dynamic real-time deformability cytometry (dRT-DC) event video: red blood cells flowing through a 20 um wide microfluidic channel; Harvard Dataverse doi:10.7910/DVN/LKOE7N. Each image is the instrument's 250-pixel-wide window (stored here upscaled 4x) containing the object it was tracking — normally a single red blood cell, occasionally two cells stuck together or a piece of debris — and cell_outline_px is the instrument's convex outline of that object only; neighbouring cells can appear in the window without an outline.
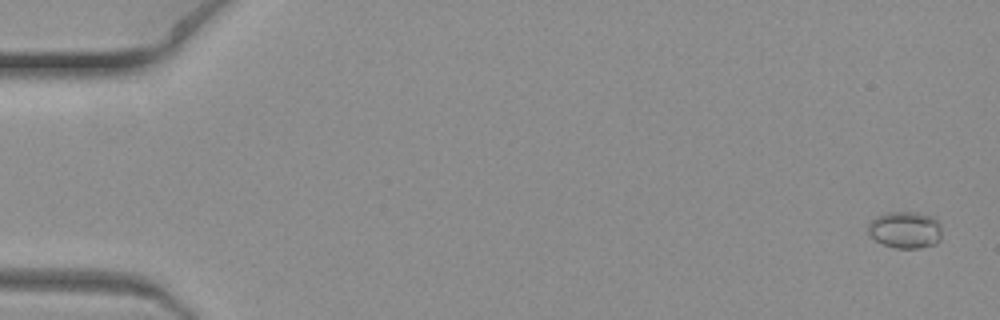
{"species": "common noctule bat (a hibernating species)", "species_latin": "Nyctalus noctula", "temperature_condition": "warm", "stored_images_in_passage": 12, "camera_frame_rate_fps": 3000, "um_per_image_px": 0.085, "animal": {"sex": "female", "body_mass_g": 19.3, "forearm_length_mm": 54.1}, "frame": {"image": 1, "passage_image": 1, "time_ms": 0.0, "image_size_px": [1000, 320], "cell_outline_px": [[940, 240], [936, 244], [920, 248], [896, 248], [884, 244], [868, 236], [868, 224], [876, 216], [888, 212], [916, 212], [932, 216], [940, 224]], "centroid_in_image_um": [76.93, 19.54], "position_along_channel_um": 8.1, "area_um2": 15.9}}
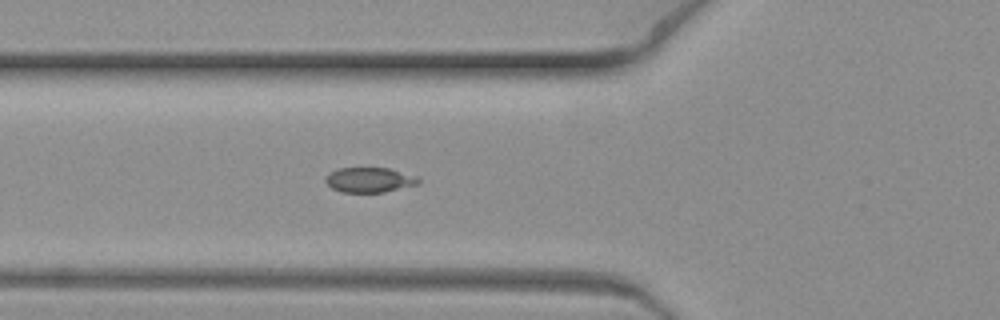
{"frame": {"image": 2, "passage_image": 8, "time_ms": 2.333, "image_size_px": [1000, 320], "cell_outline_px": [[420, 184], [384, 192], [340, 192], [332, 188], [324, 180], [328, 172], [336, 168], [388, 168], [420, 176]], "centroid_in_image_um": [31.43, 15.28], "position_along_channel_um": 94.4, "area_um2": 13.76}}
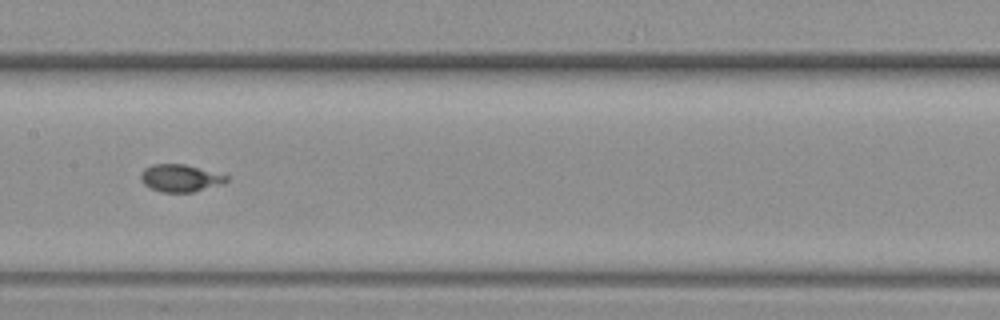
{"frame": {"image": 3, "passage_image": 11, "time_ms": 3.333, "image_size_px": [1000, 320], "cell_outline_px": [[228, 180], [224, 184], [192, 192], [160, 192], [144, 184], [140, 180], [140, 176], [144, 168], [152, 164], [184, 164], [228, 176]], "centroid_in_image_um": [15.31, 15.14], "position_along_channel_um": 192.1, "area_um2": 13.58}}